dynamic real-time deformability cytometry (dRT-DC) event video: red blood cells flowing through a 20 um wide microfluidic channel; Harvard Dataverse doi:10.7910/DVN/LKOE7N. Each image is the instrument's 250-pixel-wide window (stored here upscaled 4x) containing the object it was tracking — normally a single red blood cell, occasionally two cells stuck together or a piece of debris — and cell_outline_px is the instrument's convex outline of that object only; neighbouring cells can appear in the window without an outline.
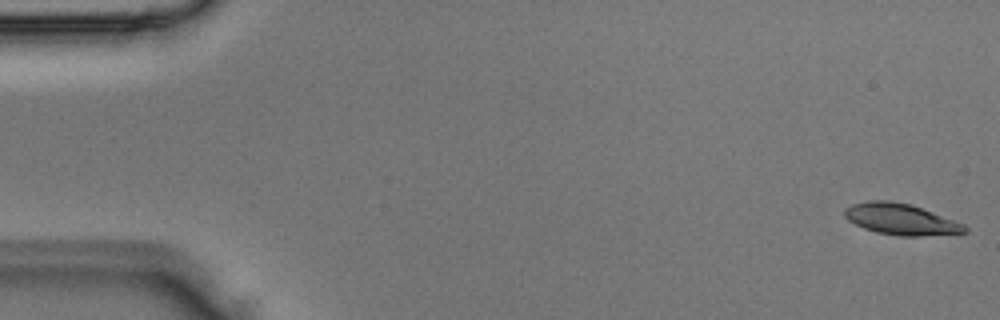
{"species": "Egyptian fruit bat (a non-hibernating species)", "species_latin": "Rousettus aegyptiacus", "temperature_condition": "room temperature", "stored_images_in_passage": 4, "camera_frame_rate_fps": 3000, "um_per_image_px": 0.085, "animal": {"sex": "male"}, "frame": {"image": 1, "passage_image": 1, "time_ms": 0.0, "image_size_px": [1000, 320], "cell_outline_px": [[968, 232], [920, 236], [900, 236], [876, 232], [864, 228], [848, 220], [844, 216], [844, 208], [852, 204], [868, 200], [884, 200], [908, 204], [932, 212], [964, 224], [968, 228]], "centroid_in_image_um": [76.54, 18.64], "position_along_channel_um": 8.5, "area_um2": 21.56}}
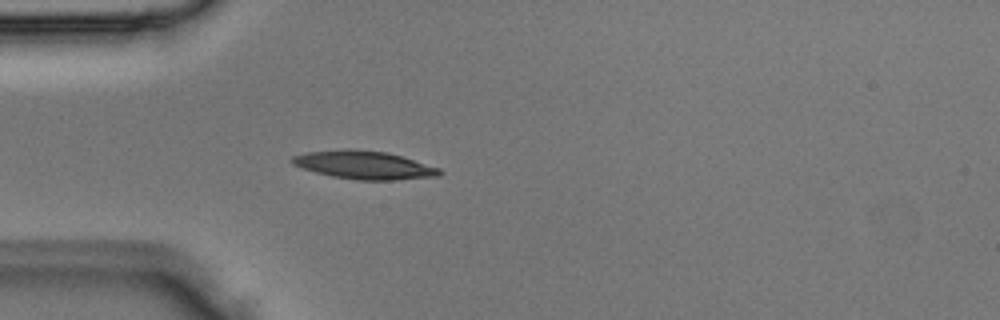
{"frame": {"image": 2, "passage_image": 4, "time_ms": 1.0, "image_size_px": [1000, 320], "cell_outline_px": [[444, 172], [440, 176], [396, 180], [356, 180], [332, 176], [316, 172], [292, 164], [288, 160], [292, 156], [308, 152], [344, 148], [352, 148], [388, 152], [440, 168]], "centroid_in_image_um": [30.96, 14.02], "position_along_channel_um": 54.0, "area_um2": 24.45}}